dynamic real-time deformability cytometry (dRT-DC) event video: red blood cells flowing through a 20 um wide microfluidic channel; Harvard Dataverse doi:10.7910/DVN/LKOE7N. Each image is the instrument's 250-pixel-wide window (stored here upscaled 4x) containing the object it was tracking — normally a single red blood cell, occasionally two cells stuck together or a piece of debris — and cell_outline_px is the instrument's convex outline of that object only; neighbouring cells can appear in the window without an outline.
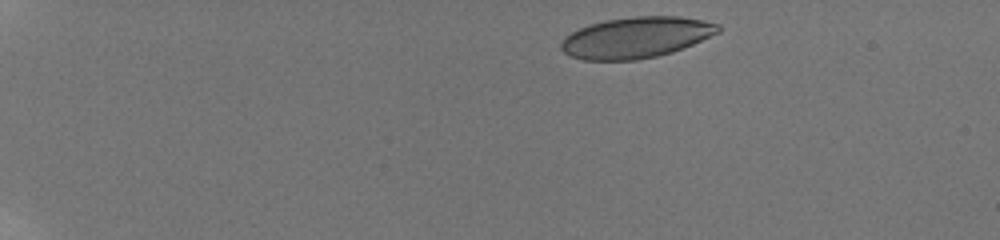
{"species": "human", "species_latin": "Homo sapiens", "temperature_condition": "room temperature", "stored_images_in_passage": 16, "camera_frame_rate_fps": 3000, "um_per_image_px": 0.085, "donor": {"sex": "male"}, "frame": {"image": 1, "passage_image": 1, "time_ms": 0.0, "image_size_px": [1000, 240], "cell_outline_px": [[720, 32], [692, 44], [672, 52], [656, 56], [636, 60], [584, 60], [572, 56], [564, 52], [560, 48], [560, 44], [564, 36], [580, 28], [604, 20], [636, 16], [680, 16], [704, 20], [720, 24]], "centroid_in_image_um": [54.08, 3.18], "position_along_channel_um": 30.9, "area_um2": 37.45}}
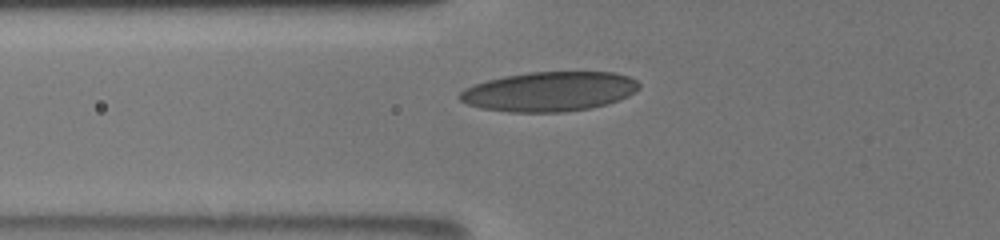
{"frame": {"image": 2, "passage_image": 11, "time_ms": 4.333, "image_size_px": [1000, 240], "cell_outline_px": [[640, 88], [636, 92], [620, 100], [608, 104], [592, 108], [564, 112], [508, 112], [480, 108], [468, 104], [460, 100], [456, 96], [464, 88], [488, 80], [504, 76], [528, 72], [616, 72], [628, 76], [636, 80], [640, 84]], "centroid_in_image_um": [46.72, 7.78], "position_along_channel_um": 79.1, "area_um2": 41.73}}
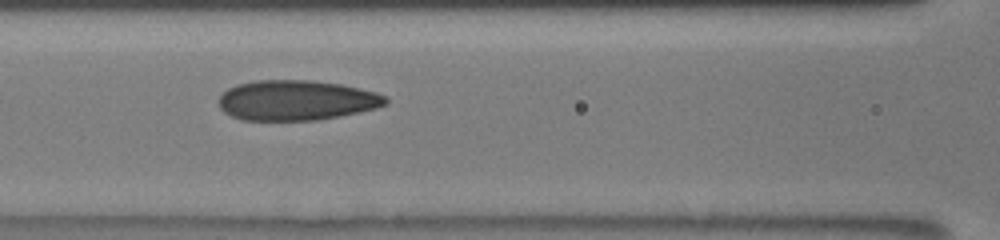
{"frame": {"image": 3, "passage_image": 15, "time_ms": 6.0, "image_size_px": [1000, 240], "cell_outline_px": [[388, 104], [356, 112], [316, 120], [240, 120], [224, 112], [220, 108], [220, 96], [228, 88], [236, 84], [256, 80], [312, 80], [340, 84], [376, 92], [388, 96]], "centroid_in_image_um": [25.17, 8.51], "position_along_channel_um": 141.4, "area_um2": 38.84}}